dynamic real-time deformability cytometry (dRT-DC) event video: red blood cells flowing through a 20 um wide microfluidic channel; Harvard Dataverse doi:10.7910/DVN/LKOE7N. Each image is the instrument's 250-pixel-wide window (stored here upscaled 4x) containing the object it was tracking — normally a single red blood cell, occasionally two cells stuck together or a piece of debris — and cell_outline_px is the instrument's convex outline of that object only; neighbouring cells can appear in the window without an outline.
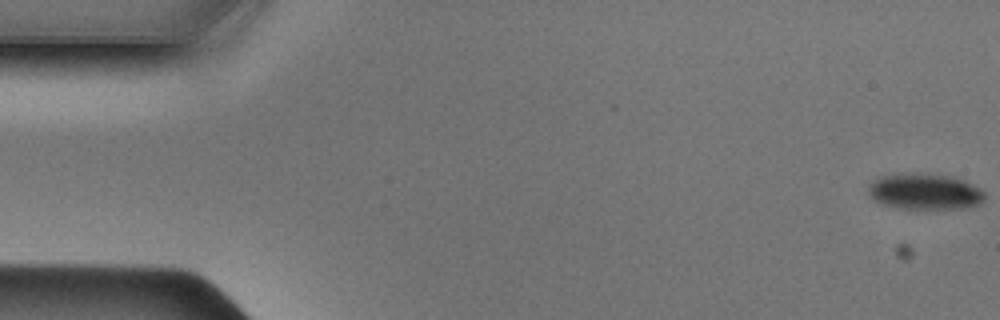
{"species": "Egyptian fruit bat (a non-hibernating species)", "species_latin": "Rousettus aegyptiacus", "temperature_condition": "cold", "stored_images_in_passage": 49, "camera_frame_rate_fps": 3000, "um_per_image_px": 0.085, "animal": {"sex": "male"}, "frame": {"image": 1, "passage_image": 1, "time_ms": 0.0, "image_size_px": [1000, 320], "cell_outline_px": [[984, 200], [968, 208], [904, 208], [880, 204], [872, 200], [868, 192], [868, 188], [880, 176], [956, 176], [980, 188], [984, 192]], "centroid_in_image_um": [78.65, 16.33], "position_along_channel_um": 6.4, "area_um2": 23.35}}
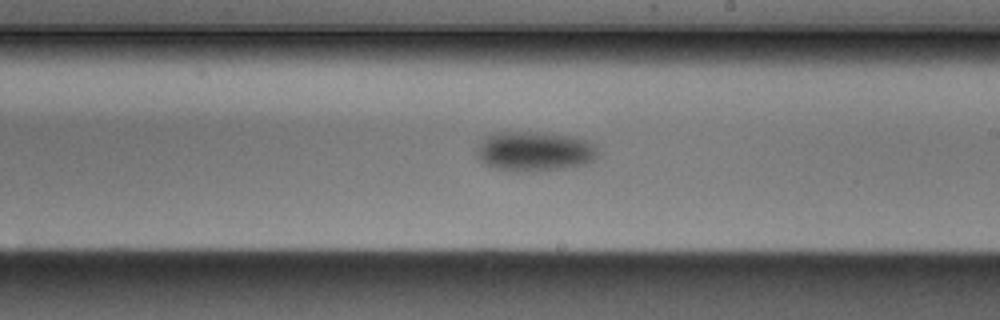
{"frame": {"image": 2, "passage_image": 28, "time_ms": 9.0, "image_size_px": [1000, 320], "cell_outline_px": [[600, 156], [588, 164], [572, 168], [532, 172], [516, 172], [492, 168], [480, 160], [476, 156], [476, 148], [488, 132], [544, 132], [572, 136], [588, 140], [596, 144]], "centroid_in_image_um": [45.47, 12.87], "position_along_channel_um": 243.5, "area_um2": 29.19}}
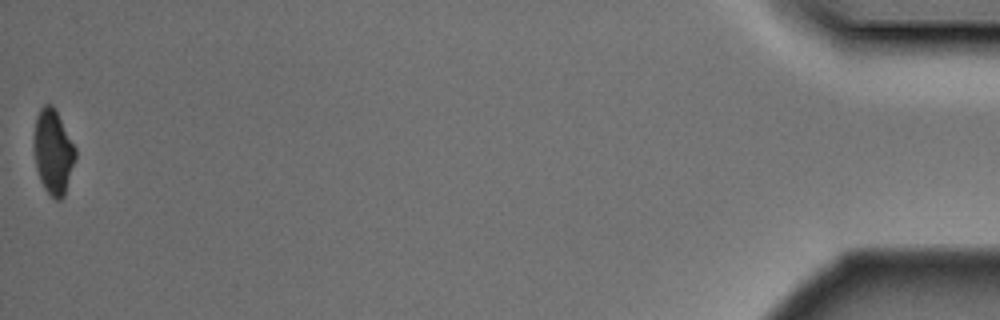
{"frame": {"image": 3, "passage_image": 49, "time_ms": 16.0, "image_size_px": [1000, 320], "cell_outline_px": [[76, 160], [64, 196], [60, 200], [56, 200], [44, 188], [40, 180], [36, 168], [32, 148], [32, 140], [36, 116], [40, 108], [44, 104], [52, 104], [56, 108], [76, 148]], "centroid_in_image_um": [4.5, 12.87], "position_along_channel_um": 430.7, "area_um2": 21.1}}